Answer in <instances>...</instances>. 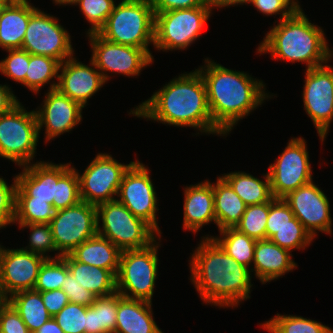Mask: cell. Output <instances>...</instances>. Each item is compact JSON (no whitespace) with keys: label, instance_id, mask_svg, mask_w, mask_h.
<instances>
[{"label":"cell","instance_id":"54","mask_svg":"<svg viewBox=\"0 0 333 333\" xmlns=\"http://www.w3.org/2000/svg\"><path fill=\"white\" fill-rule=\"evenodd\" d=\"M292 14L302 12L298 0H279Z\"/></svg>","mask_w":333,"mask_h":333},{"label":"cell","instance_id":"57","mask_svg":"<svg viewBox=\"0 0 333 333\" xmlns=\"http://www.w3.org/2000/svg\"><path fill=\"white\" fill-rule=\"evenodd\" d=\"M329 55H330V58H333L332 56H333V51H331V49H330V51H329Z\"/></svg>","mask_w":333,"mask_h":333},{"label":"cell","instance_id":"14","mask_svg":"<svg viewBox=\"0 0 333 333\" xmlns=\"http://www.w3.org/2000/svg\"><path fill=\"white\" fill-rule=\"evenodd\" d=\"M87 35L92 49L91 60L106 82L110 78L107 72L123 74L127 77L139 76L143 68L154 62L143 48L116 44L107 41L98 33Z\"/></svg>","mask_w":333,"mask_h":333},{"label":"cell","instance_id":"42","mask_svg":"<svg viewBox=\"0 0 333 333\" xmlns=\"http://www.w3.org/2000/svg\"><path fill=\"white\" fill-rule=\"evenodd\" d=\"M87 306L68 303L53 318L64 333H85Z\"/></svg>","mask_w":333,"mask_h":333},{"label":"cell","instance_id":"7","mask_svg":"<svg viewBox=\"0 0 333 333\" xmlns=\"http://www.w3.org/2000/svg\"><path fill=\"white\" fill-rule=\"evenodd\" d=\"M156 240L142 249L124 250L116 275V289L123 297L152 303L158 278V248Z\"/></svg>","mask_w":333,"mask_h":333},{"label":"cell","instance_id":"18","mask_svg":"<svg viewBox=\"0 0 333 333\" xmlns=\"http://www.w3.org/2000/svg\"><path fill=\"white\" fill-rule=\"evenodd\" d=\"M56 88L57 83L52 81L48 93H45L42 108L35 111L39 135L42 127H45L47 143L65 132H70L82 121L83 107Z\"/></svg>","mask_w":333,"mask_h":333},{"label":"cell","instance_id":"13","mask_svg":"<svg viewBox=\"0 0 333 333\" xmlns=\"http://www.w3.org/2000/svg\"><path fill=\"white\" fill-rule=\"evenodd\" d=\"M134 162L123 164L112 155L98 153L82 174L77 170L81 201L98 206L116 199L122 178Z\"/></svg>","mask_w":333,"mask_h":333},{"label":"cell","instance_id":"9","mask_svg":"<svg viewBox=\"0 0 333 333\" xmlns=\"http://www.w3.org/2000/svg\"><path fill=\"white\" fill-rule=\"evenodd\" d=\"M39 140L35 110L28 112L21 103L0 115V157L17 166L31 164Z\"/></svg>","mask_w":333,"mask_h":333},{"label":"cell","instance_id":"3","mask_svg":"<svg viewBox=\"0 0 333 333\" xmlns=\"http://www.w3.org/2000/svg\"><path fill=\"white\" fill-rule=\"evenodd\" d=\"M202 75L209 110L213 123L229 134L240 119L248 116L264 100L271 98L265 93L263 81L244 71H234L205 58V65L197 69Z\"/></svg>","mask_w":333,"mask_h":333},{"label":"cell","instance_id":"53","mask_svg":"<svg viewBox=\"0 0 333 333\" xmlns=\"http://www.w3.org/2000/svg\"><path fill=\"white\" fill-rule=\"evenodd\" d=\"M212 8L218 7H229L233 5H244L247 4L249 0H207Z\"/></svg>","mask_w":333,"mask_h":333},{"label":"cell","instance_id":"25","mask_svg":"<svg viewBox=\"0 0 333 333\" xmlns=\"http://www.w3.org/2000/svg\"><path fill=\"white\" fill-rule=\"evenodd\" d=\"M115 333H163L153 318L152 303L119 293Z\"/></svg>","mask_w":333,"mask_h":333},{"label":"cell","instance_id":"52","mask_svg":"<svg viewBox=\"0 0 333 333\" xmlns=\"http://www.w3.org/2000/svg\"><path fill=\"white\" fill-rule=\"evenodd\" d=\"M34 333H64L60 328L56 320L51 317L47 322H45L39 329Z\"/></svg>","mask_w":333,"mask_h":333},{"label":"cell","instance_id":"50","mask_svg":"<svg viewBox=\"0 0 333 333\" xmlns=\"http://www.w3.org/2000/svg\"><path fill=\"white\" fill-rule=\"evenodd\" d=\"M250 3L267 16L280 14V20L292 14L279 0H249L247 4Z\"/></svg>","mask_w":333,"mask_h":333},{"label":"cell","instance_id":"40","mask_svg":"<svg viewBox=\"0 0 333 333\" xmlns=\"http://www.w3.org/2000/svg\"><path fill=\"white\" fill-rule=\"evenodd\" d=\"M18 225L20 229H30L29 246L22 247V249L27 252L42 255L47 259H51V256L46 254L48 252L57 251V248L55 246L50 224L30 223Z\"/></svg>","mask_w":333,"mask_h":333},{"label":"cell","instance_id":"15","mask_svg":"<svg viewBox=\"0 0 333 333\" xmlns=\"http://www.w3.org/2000/svg\"><path fill=\"white\" fill-rule=\"evenodd\" d=\"M153 185L148 168L135 160L122 178L116 199L161 236L156 217L159 210L157 196Z\"/></svg>","mask_w":333,"mask_h":333},{"label":"cell","instance_id":"45","mask_svg":"<svg viewBox=\"0 0 333 333\" xmlns=\"http://www.w3.org/2000/svg\"><path fill=\"white\" fill-rule=\"evenodd\" d=\"M11 186L5 179L0 177V229L6 228L7 225L14 224L15 219V202L17 178L13 179Z\"/></svg>","mask_w":333,"mask_h":333},{"label":"cell","instance_id":"10","mask_svg":"<svg viewBox=\"0 0 333 333\" xmlns=\"http://www.w3.org/2000/svg\"><path fill=\"white\" fill-rule=\"evenodd\" d=\"M49 224L58 252L52 259L61 258L98 234L96 206L80 201L72 207L57 210Z\"/></svg>","mask_w":333,"mask_h":333},{"label":"cell","instance_id":"41","mask_svg":"<svg viewBox=\"0 0 333 333\" xmlns=\"http://www.w3.org/2000/svg\"><path fill=\"white\" fill-rule=\"evenodd\" d=\"M74 5H79L83 15L91 27L87 34L98 33L105 25L108 16L115 6L114 0H79Z\"/></svg>","mask_w":333,"mask_h":333},{"label":"cell","instance_id":"4","mask_svg":"<svg viewBox=\"0 0 333 333\" xmlns=\"http://www.w3.org/2000/svg\"><path fill=\"white\" fill-rule=\"evenodd\" d=\"M326 41L322 27L312 24L302 11L272 26L257 53H270L275 60L306 63L308 70L329 62L330 48Z\"/></svg>","mask_w":333,"mask_h":333},{"label":"cell","instance_id":"30","mask_svg":"<svg viewBox=\"0 0 333 333\" xmlns=\"http://www.w3.org/2000/svg\"><path fill=\"white\" fill-rule=\"evenodd\" d=\"M119 292L97 297L87 306L85 333H115Z\"/></svg>","mask_w":333,"mask_h":333},{"label":"cell","instance_id":"37","mask_svg":"<svg viewBox=\"0 0 333 333\" xmlns=\"http://www.w3.org/2000/svg\"><path fill=\"white\" fill-rule=\"evenodd\" d=\"M313 239L296 217L290 220V224L278 229L270 238L272 242L290 252L295 249L304 250L312 243Z\"/></svg>","mask_w":333,"mask_h":333},{"label":"cell","instance_id":"21","mask_svg":"<svg viewBox=\"0 0 333 333\" xmlns=\"http://www.w3.org/2000/svg\"><path fill=\"white\" fill-rule=\"evenodd\" d=\"M70 167V163L54 164L44 161L23 166L22 172L16 175V197L46 200L53 206L57 181Z\"/></svg>","mask_w":333,"mask_h":333},{"label":"cell","instance_id":"12","mask_svg":"<svg viewBox=\"0 0 333 333\" xmlns=\"http://www.w3.org/2000/svg\"><path fill=\"white\" fill-rule=\"evenodd\" d=\"M304 138H292L285 150L269 165L273 197L283 199L292 191L312 181L311 164Z\"/></svg>","mask_w":333,"mask_h":333},{"label":"cell","instance_id":"43","mask_svg":"<svg viewBox=\"0 0 333 333\" xmlns=\"http://www.w3.org/2000/svg\"><path fill=\"white\" fill-rule=\"evenodd\" d=\"M8 56L0 61V73L24 85L29 66V53L22 49H7Z\"/></svg>","mask_w":333,"mask_h":333},{"label":"cell","instance_id":"26","mask_svg":"<svg viewBox=\"0 0 333 333\" xmlns=\"http://www.w3.org/2000/svg\"><path fill=\"white\" fill-rule=\"evenodd\" d=\"M121 253L122 251L109 239L97 234L77 246L70 255L76 261L110 270L116 276Z\"/></svg>","mask_w":333,"mask_h":333},{"label":"cell","instance_id":"55","mask_svg":"<svg viewBox=\"0 0 333 333\" xmlns=\"http://www.w3.org/2000/svg\"><path fill=\"white\" fill-rule=\"evenodd\" d=\"M8 303V297L4 294L2 288L0 287V311Z\"/></svg>","mask_w":333,"mask_h":333},{"label":"cell","instance_id":"11","mask_svg":"<svg viewBox=\"0 0 333 333\" xmlns=\"http://www.w3.org/2000/svg\"><path fill=\"white\" fill-rule=\"evenodd\" d=\"M21 49L32 55L52 57L60 63L74 56L70 34L56 17L38 8L31 13Z\"/></svg>","mask_w":333,"mask_h":333},{"label":"cell","instance_id":"49","mask_svg":"<svg viewBox=\"0 0 333 333\" xmlns=\"http://www.w3.org/2000/svg\"><path fill=\"white\" fill-rule=\"evenodd\" d=\"M41 297L48 313L52 317L69 303V299L62 289L41 292Z\"/></svg>","mask_w":333,"mask_h":333},{"label":"cell","instance_id":"38","mask_svg":"<svg viewBox=\"0 0 333 333\" xmlns=\"http://www.w3.org/2000/svg\"><path fill=\"white\" fill-rule=\"evenodd\" d=\"M69 273L66 261L61 258L46 259L41 265L35 291L46 292L51 290L62 289L64 278Z\"/></svg>","mask_w":333,"mask_h":333},{"label":"cell","instance_id":"48","mask_svg":"<svg viewBox=\"0 0 333 333\" xmlns=\"http://www.w3.org/2000/svg\"><path fill=\"white\" fill-rule=\"evenodd\" d=\"M154 12L210 6L207 0H150Z\"/></svg>","mask_w":333,"mask_h":333},{"label":"cell","instance_id":"22","mask_svg":"<svg viewBox=\"0 0 333 333\" xmlns=\"http://www.w3.org/2000/svg\"><path fill=\"white\" fill-rule=\"evenodd\" d=\"M28 0H0V47L21 49L31 13Z\"/></svg>","mask_w":333,"mask_h":333},{"label":"cell","instance_id":"29","mask_svg":"<svg viewBox=\"0 0 333 333\" xmlns=\"http://www.w3.org/2000/svg\"><path fill=\"white\" fill-rule=\"evenodd\" d=\"M265 181L245 172H231L221 177L231 186L246 206L262 204L274 197L271 191L269 174L264 175Z\"/></svg>","mask_w":333,"mask_h":333},{"label":"cell","instance_id":"58","mask_svg":"<svg viewBox=\"0 0 333 333\" xmlns=\"http://www.w3.org/2000/svg\"><path fill=\"white\" fill-rule=\"evenodd\" d=\"M3 246H1V244H0V257H1V253H2V251H3Z\"/></svg>","mask_w":333,"mask_h":333},{"label":"cell","instance_id":"2","mask_svg":"<svg viewBox=\"0 0 333 333\" xmlns=\"http://www.w3.org/2000/svg\"><path fill=\"white\" fill-rule=\"evenodd\" d=\"M201 240L189 263L194 287L207 305L238 307L250 298V268L229 256L212 237Z\"/></svg>","mask_w":333,"mask_h":333},{"label":"cell","instance_id":"36","mask_svg":"<svg viewBox=\"0 0 333 333\" xmlns=\"http://www.w3.org/2000/svg\"><path fill=\"white\" fill-rule=\"evenodd\" d=\"M269 214V202L246 206L235 229L248 237L258 240L266 239V223Z\"/></svg>","mask_w":333,"mask_h":333},{"label":"cell","instance_id":"47","mask_svg":"<svg viewBox=\"0 0 333 333\" xmlns=\"http://www.w3.org/2000/svg\"><path fill=\"white\" fill-rule=\"evenodd\" d=\"M0 333H30L19 313L9 302L0 311Z\"/></svg>","mask_w":333,"mask_h":333},{"label":"cell","instance_id":"24","mask_svg":"<svg viewBox=\"0 0 333 333\" xmlns=\"http://www.w3.org/2000/svg\"><path fill=\"white\" fill-rule=\"evenodd\" d=\"M290 253L270 239L258 240L254 249V267L250 270L255 271V277L262 284L278 279L297 267Z\"/></svg>","mask_w":333,"mask_h":333},{"label":"cell","instance_id":"32","mask_svg":"<svg viewBox=\"0 0 333 333\" xmlns=\"http://www.w3.org/2000/svg\"><path fill=\"white\" fill-rule=\"evenodd\" d=\"M219 233L222 238L211 235L206 237H212L229 256L234 258L239 264L249 268V265H252L254 260L256 240L235 228H226L220 230Z\"/></svg>","mask_w":333,"mask_h":333},{"label":"cell","instance_id":"27","mask_svg":"<svg viewBox=\"0 0 333 333\" xmlns=\"http://www.w3.org/2000/svg\"><path fill=\"white\" fill-rule=\"evenodd\" d=\"M62 258L75 280L97 297L108 296L117 291L116 276L110 270L81 263L70 254L63 255Z\"/></svg>","mask_w":333,"mask_h":333},{"label":"cell","instance_id":"28","mask_svg":"<svg viewBox=\"0 0 333 333\" xmlns=\"http://www.w3.org/2000/svg\"><path fill=\"white\" fill-rule=\"evenodd\" d=\"M213 194L218 231L235 228L245 212L244 201L221 176L217 178L215 184L213 183Z\"/></svg>","mask_w":333,"mask_h":333},{"label":"cell","instance_id":"46","mask_svg":"<svg viewBox=\"0 0 333 333\" xmlns=\"http://www.w3.org/2000/svg\"><path fill=\"white\" fill-rule=\"evenodd\" d=\"M62 283V290L67 295L70 303H76L83 306H90L94 303L97 296L91 291L80 285L75 277L69 272Z\"/></svg>","mask_w":333,"mask_h":333},{"label":"cell","instance_id":"1","mask_svg":"<svg viewBox=\"0 0 333 333\" xmlns=\"http://www.w3.org/2000/svg\"><path fill=\"white\" fill-rule=\"evenodd\" d=\"M129 114L162 124L193 127L201 133L225 136L213 123L206 85L197 69L180 74Z\"/></svg>","mask_w":333,"mask_h":333},{"label":"cell","instance_id":"33","mask_svg":"<svg viewBox=\"0 0 333 333\" xmlns=\"http://www.w3.org/2000/svg\"><path fill=\"white\" fill-rule=\"evenodd\" d=\"M60 62L49 56L29 54V66L27 69L24 86L34 94L39 93L42 86L59 76Z\"/></svg>","mask_w":333,"mask_h":333},{"label":"cell","instance_id":"5","mask_svg":"<svg viewBox=\"0 0 333 333\" xmlns=\"http://www.w3.org/2000/svg\"><path fill=\"white\" fill-rule=\"evenodd\" d=\"M154 27L155 12L150 0H121L98 34L116 44L143 48L154 60L148 48L154 45Z\"/></svg>","mask_w":333,"mask_h":333},{"label":"cell","instance_id":"23","mask_svg":"<svg viewBox=\"0 0 333 333\" xmlns=\"http://www.w3.org/2000/svg\"><path fill=\"white\" fill-rule=\"evenodd\" d=\"M183 229L198 232L210 222L216 224L213 184L209 180L185 187Z\"/></svg>","mask_w":333,"mask_h":333},{"label":"cell","instance_id":"17","mask_svg":"<svg viewBox=\"0 0 333 333\" xmlns=\"http://www.w3.org/2000/svg\"><path fill=\"white\" fill-rule=\"evenodd\" d=\"M283 200L313 238L317 236V231L332 234L329 200L313 180L292 191Z\"/></svg>","mask_w":333,"mask_h":333},{"label":"cell","instance_id":"34","mask_svg":"<svg viewBox=\"0 0 333 333\" xmlns=\"http://www.w3.org/2000/svg\"><path fill=\"white\" fill-rule=\"evenodd\" d=\"M270 333H333L321 322L296 315H277L261 324Z\"/></svg>","mask_w":333,"mask_h":333},{"label":"cell","instance_id":"39","mask_svg":"<svg viewBox=\"0 0 333 333\" xmlns=\"http://www.w3.org/2000/svg\"><path fill=\"white\" fill-rule=\"evenodd\" d=\"M80 201L79 177L73 166L70 167L57 181L53 207L57 211L72 207Z\"/></svg>","mask_w":333,"mask_h":333},{"label":"cell","instance_id":"35","mask_svg":"<svg viewBox=\"0 0 333 333\" xmlns=\"http://www.w3.org/2000/svg\"><path fill=\"white\" fill-rule=\"evenodd\" d=\"M56 210L46 200H33V197H16L15 219L17 224H49Z\"/></svg>","mask_w":333,"mask_h":333},{"label":"cell","instance_id":"6","mask_svg":"<svg viewBox=\"0 0 333 333\" xmlns=\"http://www.w3.org/2000/svg\"><path fill=\"white\" fill-rule=\"evenodd\" d=\"M96 209L98 235L109 239L121 251L146 248L157 237L161 240L148 223L133 215L117 199L99 204Z\"/></svg>","mask_w":333,"mask_h":333},{"label":"cell","instance_id":"31","mask_svg":"<svg viewBox=\"0 0 333 333\" xmlns=\"http://www.w3.org/2000/svg\"><path fill=\"white\" fill-rule=\"evenodd\" d=\"M8 302L19 313L30 333L52 317L43 303L41 292L34 289L16 292L8 297Z\"/></svg>","mask_w":333,"mask_h":333},{"label":"cell","instance_id":"8","mask_svg":"<svg viewBox=\"0 0 333 333\" xmlns=\"http://www.w3.org/2000/svg\"><path fill=\"white\" fill-rule=\"evenodd\" d=\"M211 6L155 12L154 47L157 50H184L202 34L211 16Z\"/></svg>","mask_w":333,"mask_h":333},{"label":"cell","instance_id":"56","mask_svg":"<svg viewBox=\"0 0 333 333\" xmlns=\"http://www.w3.org/2000/svg\"><path fill=\"white\" fill-rule=\"evenodd\" d=\"M77 1H79V0H53V2L55 3V4H59V5H73V4H75Z\"/></svg>","mask_w":333,"mask_h":333},{"label":"cell","instance_id":"44","mask_svg":"<svg viewBox=\"0 0 333 333\" xmlns=\"http://www.w3.org/2000/svg\"><path fill=\"white\" fill-rule=\"evenodd\" d=\"M294 214L283 199L269 201V214L266 223V239H270L278 229L290 224Z\"/></svg>","mask_w":333,"mask_h":333},{"label":"cell","instance_id":"16","mask_svg":"<svg viewBox=\"0 0 333 333\" xmlns=\"http://www.w3.org/2000/svg\"><path fill=\"white\" fill-rule=\"evenodd\" d=\"M303 103L323 142L333 121V67L324 64L306 69Z\"/></svg>","mask_w":333,"mask_h":333},{"label":"cell","instance_id":"20","mask_svg":"<svg viewBox=\"0 0 333 333\" xmlns=\"http://www.w3.org/2000/svg\"><path fill=\"white\" fill-rule=\"evenodd\" d=\"M90 64L85 65L72 56L59 67L56 89L83 108L88 104V99L106 83L92 60Z\"/></svg>","mask_w":333,"mask_h":333},{"label":"cell","instance_id":"51","mask_svg":"<svg viewBox=\"0 0 333 333\" xmlns=\"http://www.w3.org/2000/svg\"><path fill=\"white\" fill-rule=\"evenodd\" d=\"M20 101L11 91L8 85L0 84V115L11 111Z\"/></svg>","mask_w":333,"mask_h":333},{"label":"cell","instance_id":"19","mask_svg":"<svg viewBox=\"0 0 333 333\" xmlns=\"http://www.w3.org/2000/svg\"><path fill=\"white\" fill-rule=\"evenodd\" d=\"M45 258L42 255L20 249H5L0 257V287L4 294L33 290Z\"/></svg>","mask_w":333,"mask_h":333}]
</instances>
